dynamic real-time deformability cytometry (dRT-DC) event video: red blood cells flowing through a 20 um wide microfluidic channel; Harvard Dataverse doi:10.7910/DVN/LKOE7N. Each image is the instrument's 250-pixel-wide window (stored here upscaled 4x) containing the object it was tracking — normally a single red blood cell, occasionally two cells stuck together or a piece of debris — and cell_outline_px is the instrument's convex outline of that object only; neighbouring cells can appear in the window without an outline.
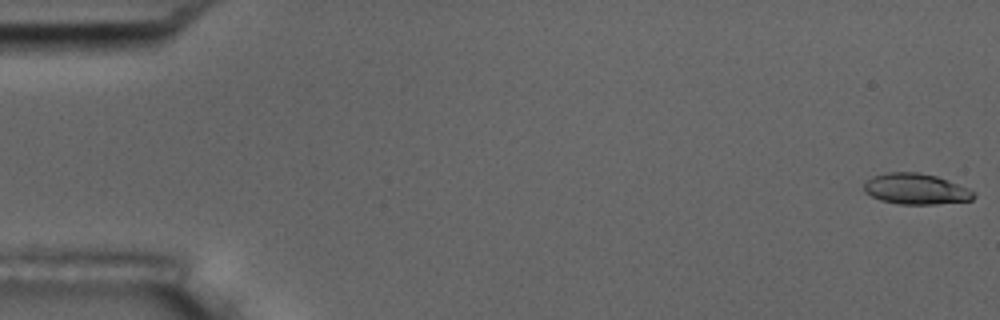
{"species": "common noctule bat (a hibernating species)", "species_latin": "Nyctalus noctula", "temperature_condition": "room temperature", "stored_images_in_passage": 56, "camera_frame_rate_fps": 3000, "um_per_image_px": 0.085, "animal": {"sex": "male", "body_mass_g": 17.5, "forearm_length_mm": 52.3}, "frame": {"image": 1, "passage_image": 1, "time_ms": 0.0, "image_size_px": [1000, 320], "cell_outline_px": [[976, 196], [972, 200], [936, 204], [896, 204], [880, 200], [864, 192], [864, 184], [872, 176], [884, 172], [920, 172], [936, 176], [968, 188], [976, 192]], "centroid_in_image_um": [77.85, 16.06], "position_along_channel_um": 7.2, "area_um2": 19.83}}
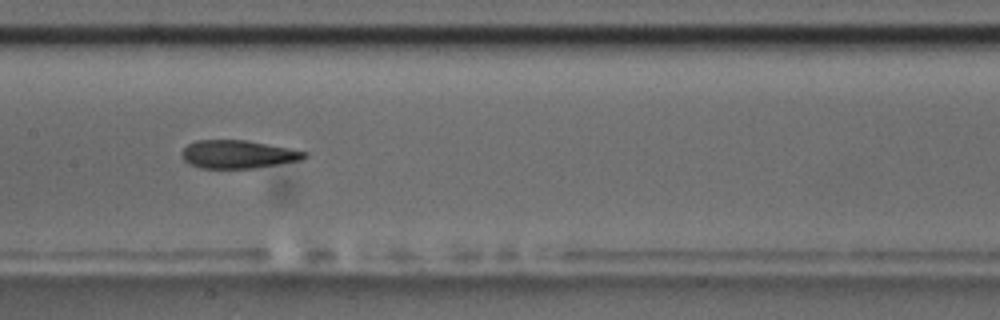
{"frame": {"image": 2, "passage_image": 28, "time_ms": 9.0, "image_size_px": [1000, 320], "cell_outline_px": [[308, 156], [300, 160], [252, 168], [200, 168], [188, 164], [180, 156], [180, 152], [188, 144], [196, 140], [244, 140], [288, 148], [308, 152]], "centroid_in_image_um": [20.16, 13.11], "position_along_channel_um": 187.2, "area_um2": 20.0}}
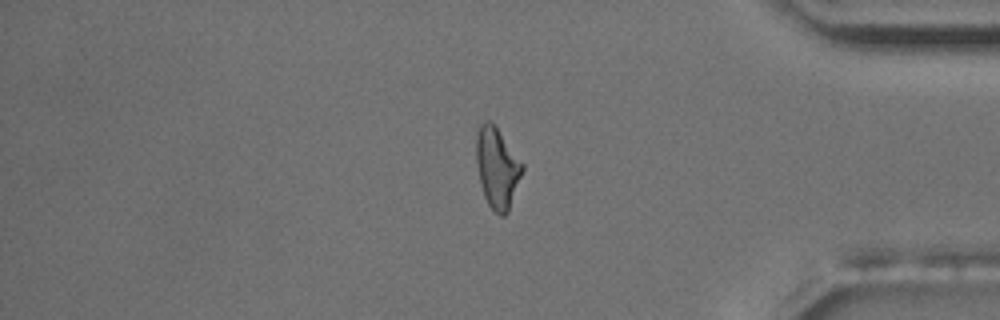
{"frame": {"image": 3, "passage_image": 47, "time_ms": 15.333, "image_size_px": [1000, 320], "cell_outline_px": [[524, 168], [508, 212], [504, 216], [500, 216], [488, 204], [484, 196], [480, 184], [476, 164], [476, 136], [480, 124], [484, 120], [488, 120], [496, 128], [524, 164]], "centroid_in_image_um": [42.24, 14.28], "position_along_channel_um": 393.0, "area_um2": 21.44}, "authors_computed_cell_mechanics": {"area_um2": 20.7213, "velocity_mm_per_s": 3.6405, "shape_relaxation_time_tau1_ms": 6.494, "shape_relaxation_time_tau2_ms": 3.4231, "deformation_change_tau1": 0.1916, "deformation_change_tau2": 0.1228}}